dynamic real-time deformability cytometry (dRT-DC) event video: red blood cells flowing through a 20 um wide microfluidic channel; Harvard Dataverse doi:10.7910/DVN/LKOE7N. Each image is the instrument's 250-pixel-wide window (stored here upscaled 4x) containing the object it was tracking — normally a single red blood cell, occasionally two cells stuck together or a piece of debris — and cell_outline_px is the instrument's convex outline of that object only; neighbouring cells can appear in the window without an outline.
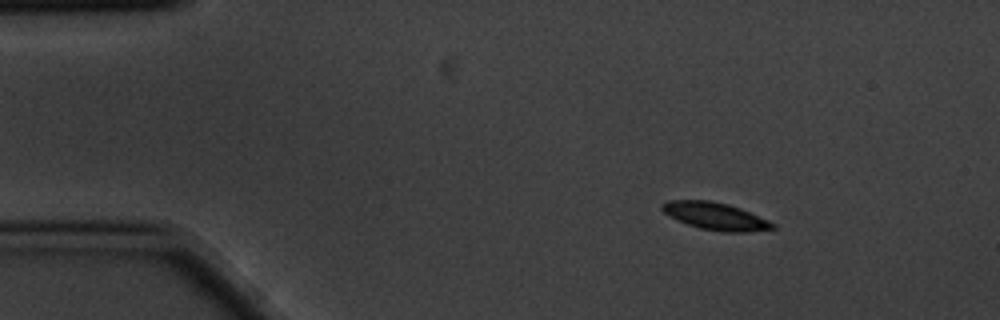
{"species": "common noctule bat (a hibernating species)", "species_latin": "Nyctalus noctula", "temperature_condition": "cold", "stored_images_in_passage": 9, "camera_frame_rate_fps": 3000, "um_per_image_px": 0.085, "animal": {"sex": "male", "body_mass_g": 20.1, "forearm_length_mm": 53.5}, "frame": {"image": 1, "passage_image": 1, "time_ms": 0.0, "image_size_px": [1000, 320], "cell_outline_px": [[776, 228], [748, 232], [724, 232], [700, 228], [688, 224], [668, 216], [660, 208], [660, 204], [668, 200], [708, 200], [728, 204], [740, 208], [768, 220], [776, 224]], "centroid_in_image_um": [60.79, 18.37], "position_along_channel_um": 24.2, "area_um2": 17.63}}
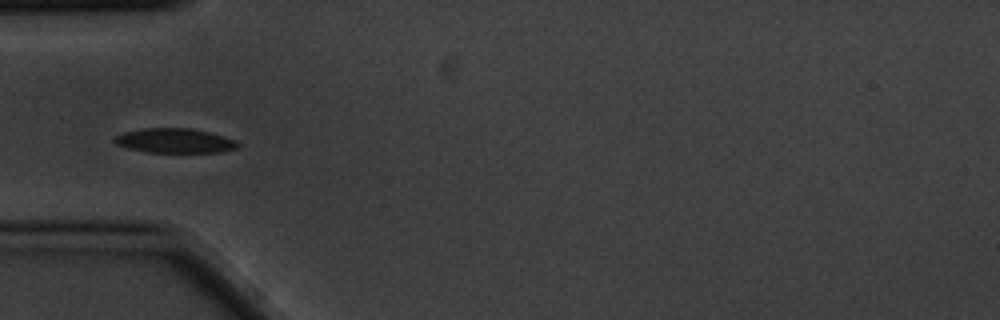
{"frame": {"image": 2, "passage_image": 4, "time_ms": 1.0, "image_size_px": [1000, 320], "cell_outline_px": [[240, 144], [236, 148], [224, 152], [144, 152], [124, 148], [116, 144], [112, 140], [116, 136], [124, 132], [144, 128], [192, 128], [208, 132], [236, 140]], "centroid_in_image_um": [14.82, 11.96], "position_along_channel_um": 70.2, "area_um2": 17.74}}
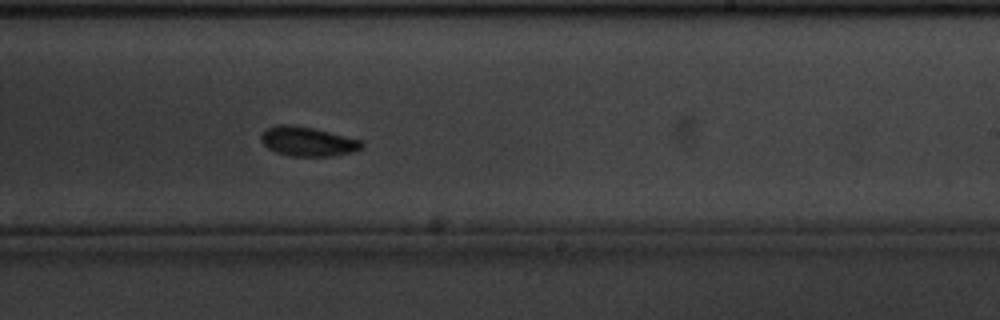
{"frame": {"image": 3, "passage_image": 9, "time_ms": 2.667, "image_size_px": [1000, 320], "cell_outline_px": [[364, 148], [352, 152], [328, 156], [292, 156], [276, 152], [268, 148], [260, 140], [260, 136], [268, 128], [280, 124], [288, 124], [312, 128], [364, 140]], "centroid_in_image_um": [26.19, 12.03], "position_along_channel_um": 262.8, "area_um2": 17.17}}